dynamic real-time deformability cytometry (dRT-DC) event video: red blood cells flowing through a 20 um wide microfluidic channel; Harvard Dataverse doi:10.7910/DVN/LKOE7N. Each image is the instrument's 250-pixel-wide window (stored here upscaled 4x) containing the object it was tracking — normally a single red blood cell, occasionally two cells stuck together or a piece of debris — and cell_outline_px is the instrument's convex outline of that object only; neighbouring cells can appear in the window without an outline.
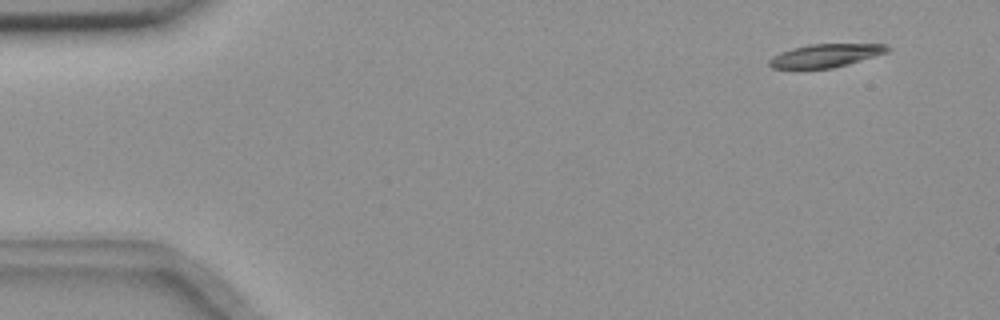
{"species": "common noctule bat (a hibernating species)", "species_latin": "Nyctalus noctula", "temperature_condition": "room temperature", "stored_images_in_passage": 5, "camera_frame_rate_fps": 3000, "um_per_image_px": 0.085, "animal": {"sex": "female", "body_mass_g": 18.4}, "frame": {"image": 1, "passage_image": 1, "time_ms": 0.0, "image_size_px": [1000, 320], "cell_outline_px": [[892, 48], [888, 52], [848, 64], [832, 68], [772, 68], [768, 64], [768, 60], [772, 56], [780, 52], [792, 48], [808, 44], [884, 44]], "centroid_in_image_um": [70.16, 4.71], "position_along_channel_um": 14.8, "area_um2": 15.95}}
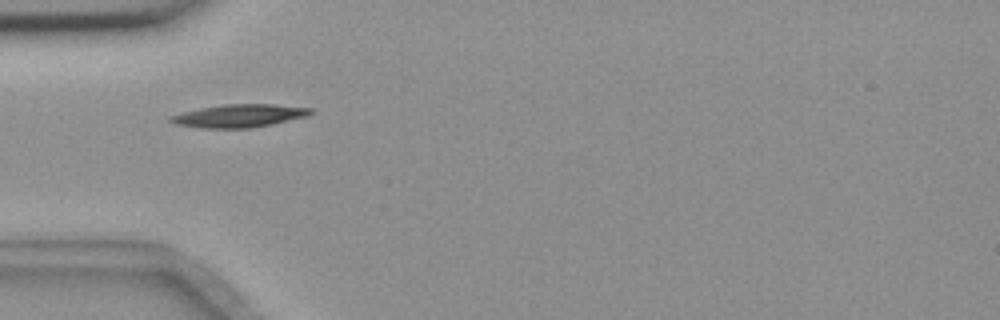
{"frame": {"image": 2, "passage_image": 4, "time_ms": 1.0, "image_size_px": [1000, 320], "cell_outline_px": [[316, 112], [308, 116], [272, 124], [252, 128], [200, 128], [176, 124], [168, 120], [168, 116], [200, 108], [224, 104], [272, 104], [312, 108]], "centroid_in_image_um": [20.36, 9.84], "position_along_channel_um": 64.6, "area_um2": 18.84}}